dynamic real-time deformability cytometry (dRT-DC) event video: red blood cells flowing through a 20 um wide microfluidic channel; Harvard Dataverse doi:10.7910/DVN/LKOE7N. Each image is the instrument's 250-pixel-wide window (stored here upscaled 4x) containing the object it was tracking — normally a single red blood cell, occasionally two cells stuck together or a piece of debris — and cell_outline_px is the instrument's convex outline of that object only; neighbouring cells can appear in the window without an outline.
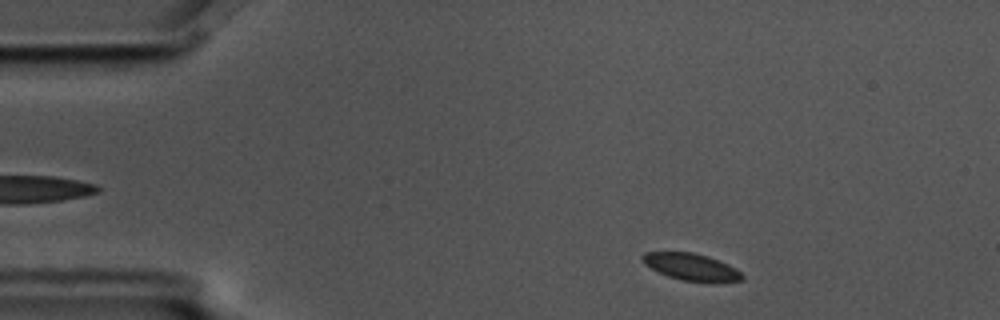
{"species": "common noctule bat (a hibernating species)", "species_latin": "Nyctalus noctula", "temperature_condition": "cold", "stored_images_in_passage": 4, "camera_frame_rate_fps": 3000, "um_per_image_px": 0.085, "animal": {"sex": "male", "body_mass_g": 17.5, "forearm_length_mm": 52.3}, "frame": {"image": 1, "passage_image": 4, "time_ms": 1.0, "image_size_px": [1000, 320], "cell_outline_px": [[744, 280], [712, 284], [684, 280], [668, 276], [644, 264], [640, 256], [644, 252], [692, 252], [708, 256], [728, 264], [736, 268], [744, 276]], "centroid_in_image_um": [58.81, 22.71], "position_along_channel_um": 26.2, "area_um2": 15.95}}